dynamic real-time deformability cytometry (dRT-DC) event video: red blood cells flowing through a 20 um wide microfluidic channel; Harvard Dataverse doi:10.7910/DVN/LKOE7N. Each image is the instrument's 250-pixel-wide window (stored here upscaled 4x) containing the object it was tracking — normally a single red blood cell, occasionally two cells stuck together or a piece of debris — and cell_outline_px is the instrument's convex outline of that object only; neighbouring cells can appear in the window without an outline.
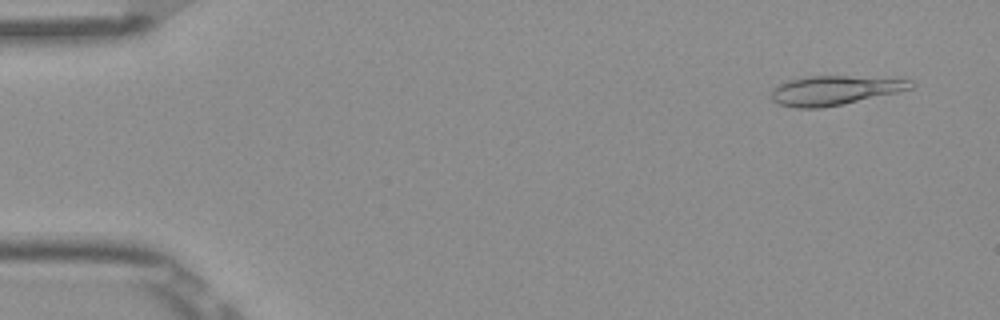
{"species": "Egyptian fruit bat (a non-hibernating species)", "species_latin": "Rousettus aegyptiacus", "temperature_condition": "room temperature", "stored_images_in_passage": 50, "camera_frame_rate_fps": 3000, "um_per_image_px": 0.085, "frame": {"image": 1, "passage_image": 2, "time_ms": 0.333, "image_size_px": [1000, 320], "cell_outline_px": [[916, 84], [912, 88], [896, 92], [840, 104], [820, 108], [796, 108], [780, 104], [772, 100], [772, 92], [780, 84], [788, 80], [808, 76], [844, 76], [912, 80]], "centroid_in_image_um": [70.92, 7.67], "position_along_channel_um": 14.1, "area_um2": 23.18}}
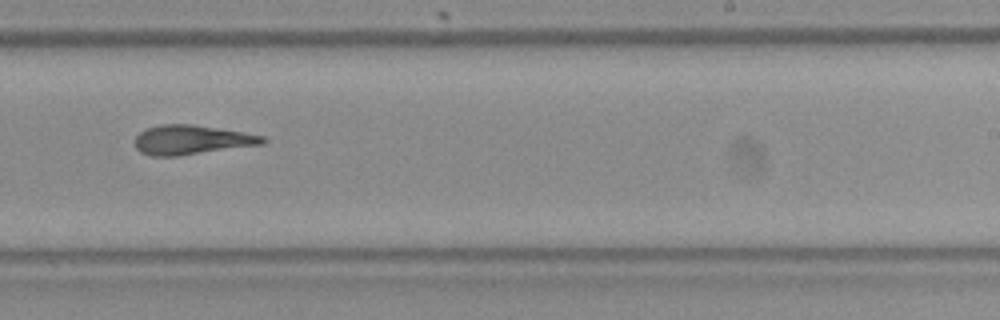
{"frame": {"image": 2, "passage_image": 31, "time_ms": 10.0, "image_size_px": [1000, 320], "cell_outline_px": [[268, 140], [264, 144], [180, 156], [152, 156], [140, 152], [132, 144], [136, 136], [144, 128], [160, 124], [192, 124], [244, 132], [264, 136]], "centroid_in_image_um": [16.26, 11.89], "position_along_channel_um": 272.7, "area_um2": 22.25}}
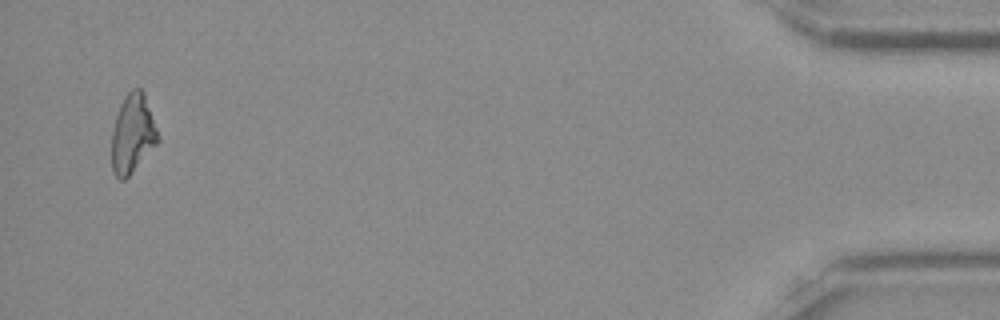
{"frame": {"image": 3, "passage_image": 49, "time_ms": 16.0, "image_size_px": [1000, 320], "cell_outline_px": [[160, 140], [128, 176], [124, 180], [120, 180], [112, 172], [112, 132], [116, 116], [120, 104], [124, 96], [132, 88], [140, 88], [144, 92], [160, 136]], "centroid_in_image_um": [11.28, 11.35], "position_along_channel_um": 423.9, "area_um2": 21.21}, "authors_computed_cell_mechanics": {"area_um2": 21.9351, "velocity_mm_per_s": 3.8929, "shape_relaxation_time_tau1_ms": null, "shape_relaxation_time_tau2_ms": 6.4251, "deformation_change_tau1": null, "deformation_change_tau2": 0.1944}}